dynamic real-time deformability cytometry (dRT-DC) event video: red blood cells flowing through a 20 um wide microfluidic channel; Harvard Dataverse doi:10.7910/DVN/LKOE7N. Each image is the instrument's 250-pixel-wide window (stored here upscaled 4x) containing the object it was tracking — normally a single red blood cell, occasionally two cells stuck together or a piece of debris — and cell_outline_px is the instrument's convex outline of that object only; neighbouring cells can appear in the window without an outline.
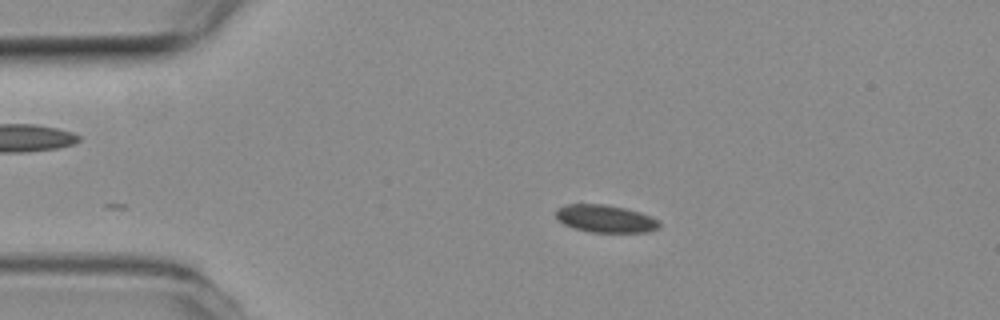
{"species": "common noctule bat (a hibernating species)", "species_latin": "Nyctalus noctula", "temperature_condition": "room temperature", "stored_images_in_passage": 2, "camera_frame_rate_fps": 3000, "um_per_image_px": 0.085, "animal": {"sex": "female", "body_mass_g": 19.3, "forearm_length_mm": 54.1}, "frame": {"image": 1, "passage_image": 2, "time_ms": 0.333, "image_size_px": [1000, 320], "cell_outline_px": [[660, 228], [648, 232], [588, 232], [572, 228], [556, 220], [556, 208], [568, 204], [604, 204], [624, 208], [640, 212], [652, 216], [660, 220]], "centroid_in_image_um": [51.46, 18.59], "position_along_channel_um": 33.5, "area_um2": 16.88}}